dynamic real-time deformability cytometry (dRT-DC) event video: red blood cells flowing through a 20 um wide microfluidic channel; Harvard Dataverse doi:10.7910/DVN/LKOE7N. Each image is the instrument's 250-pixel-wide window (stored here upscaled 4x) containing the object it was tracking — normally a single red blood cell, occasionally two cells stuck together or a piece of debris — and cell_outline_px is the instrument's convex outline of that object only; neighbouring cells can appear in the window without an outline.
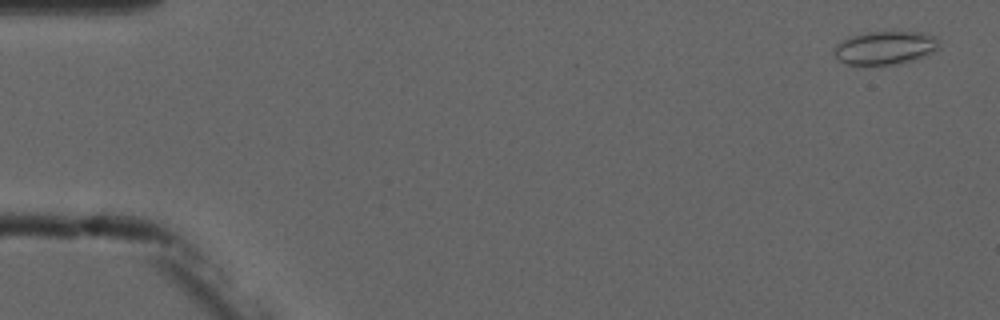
{"species": "common noctule bat (a hibernating species)", "species_latin": "Nyctalus noctula", "temperature_condition": "cold", "stored_images_in_passage": 9, "camera_frame_rate_fps": 3000, "um_per_image_px": 0.085, "animal": {"sex": "male", "forearm_length_mm": 52.5}, "frame": {"image": 1, "passage_image": 1, "time_ms": 0.0, "image_size_px": [1000, 320], "cell_outline_px": [[940, 48], [924, 56], [900, 64], [868, 68], [848, 64], [840, 60], [836, 56], [836, 44], [848, 36], [868, 32], [924, 32], [932, 36], [936, 40]], "centroid_in_image_um": [75.2, 4.1], "position_along_channel_um": 9.8, "area_um2": 20.81}}
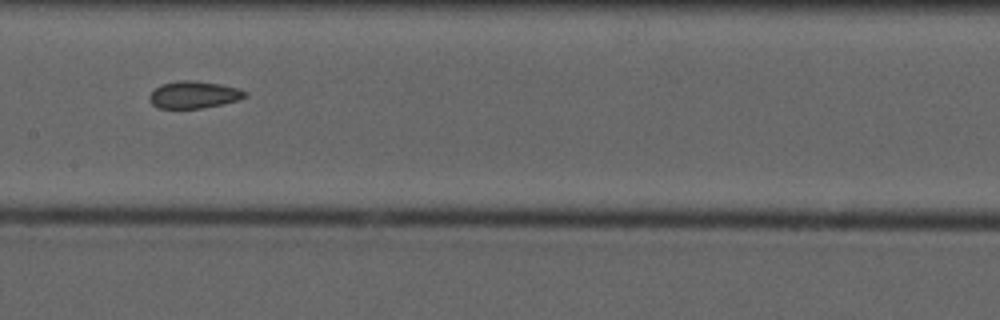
{"frame": {"image": 2, "passage_image": 7, "time_ms": 8.333, "image_size_px": [1000, 320], "cell_outline_px": [[248, 96], [240, 100], [224, 104], [200, 108], [160, 108], [152, 104], [148, 100], [148, 96], [160, 84], [184, 80], [196, 80], [220, 84], [236, 88], [248, 92]], "centroid_in_image_um": [16.5, 8.05], "position_along_channel_um": 190.9, "area_um2": 15.2}}
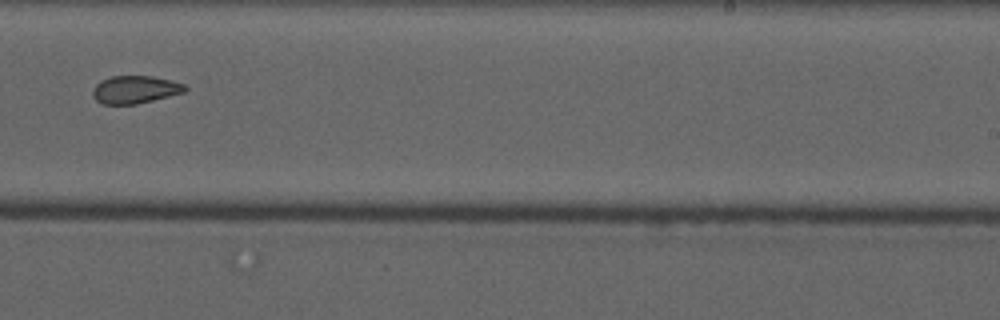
{"frame": {"image": 3, "passage_image": 9, "time_ms": 10.667, "image_size_px": [1000, 320], "cell_outline_px": [[188, 88], [184, 92], [136, 104], [100, 104], [92, 96], [92, 92], [96, 84], [100, 80], [112, 76], [152, 76], [172, 80], [184, 84]], "centroid_in_image_um": [11.46, 7.61], "position_along_channel_um": 277.5, "area_um2": 14.91}}